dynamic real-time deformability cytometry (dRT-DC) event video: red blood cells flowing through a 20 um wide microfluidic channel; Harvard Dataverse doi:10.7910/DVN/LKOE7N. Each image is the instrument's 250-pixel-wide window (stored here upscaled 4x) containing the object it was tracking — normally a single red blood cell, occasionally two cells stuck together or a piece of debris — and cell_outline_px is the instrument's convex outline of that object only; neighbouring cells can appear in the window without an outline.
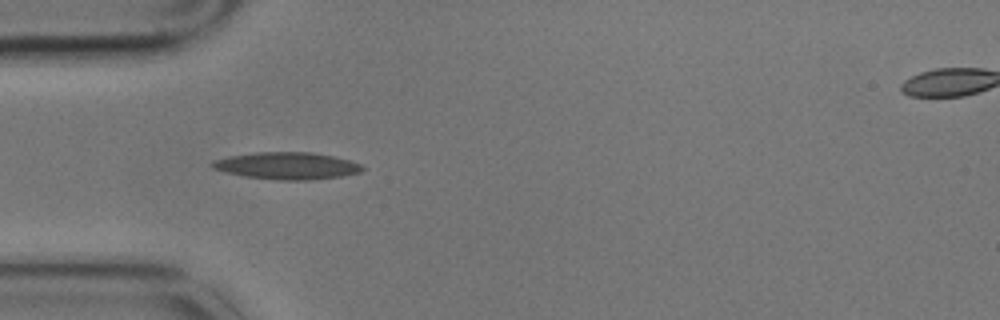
{"species": "common noctule bat (a hibernating species)", "species_latin": "Nyctalus noctula", "temperature_condition": "cold", "stored_images_in_passage": 3, "camera_frame_rate_fps": 3000, "um_per_image_px": 0.085, "animal": {"sex": "male", "body_mass_g": 17.9}, "frame": {"image": 1, "passage_image": 2, "time_ms": 0.333, "image_size_px": [1000, 320], "cell_outline_px": [[364, 168], [360, 172], [340, 176], [308, 180], [276, 180], [244, 176], [212, 168], [212, 160], [232, 156], [256, 152], [312, 152], [332, 156], [348, 160], [360, 164]], "centroid_in_image_um": [24.39, 14.09], "position_along_channel_um": 60.6, "area_um2": 23.35}}